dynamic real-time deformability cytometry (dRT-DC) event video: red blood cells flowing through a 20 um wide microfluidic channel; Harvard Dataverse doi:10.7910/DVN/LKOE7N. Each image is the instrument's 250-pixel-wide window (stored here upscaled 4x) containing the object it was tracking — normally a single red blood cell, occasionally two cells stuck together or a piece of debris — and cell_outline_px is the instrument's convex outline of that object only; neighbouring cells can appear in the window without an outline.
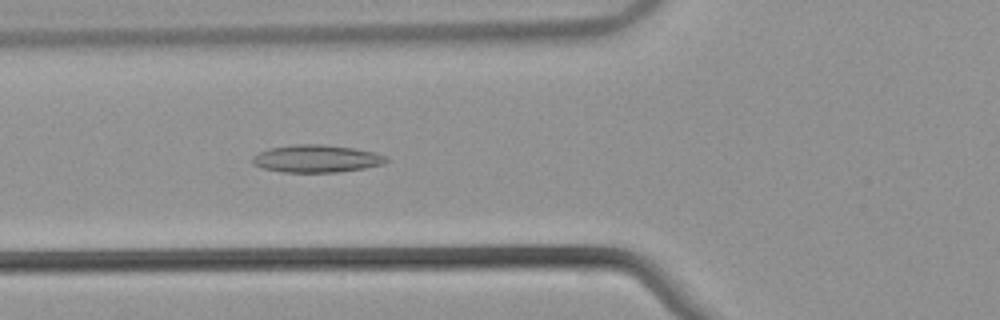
{"species": "common noctule bat (a hibernating species)", "species_latin": "Nyctalus noctula", "temperature_condition": "warm", "stored_images_in_passage": 48, "camera_frame_rate_fps": 3000, "um_per_image_px": 0.085, "animal": {"sex": "male", "body_mass_g": 21.5, "forearm_length_mm": 52.0}, "frame": {"image": 1, "passage_image": 15, "time_ms": 4.667, "image_size_px": [1000, 320], "cell_outline_px": [[388, 160], [384, 164], [364, 168], [340, 172], [284, 172], [264, 168], [252, 164], [252, 156], [260, 152], [272, 148], [296, 144], [320, 144], [352, 148], [376, 152], [388, 156]], "centroid_in_image_um": [26.94, 13.49], "position_along_channel_um": 98.9, "area_um2": 21.39}}
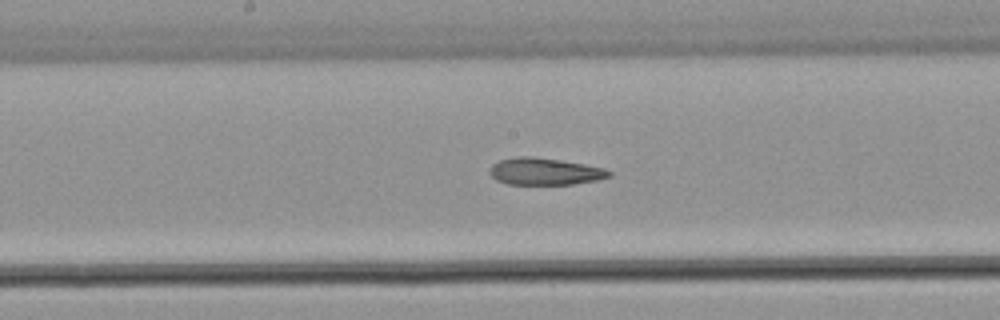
{"frame": {"image": 2, "passage_image": 23, "time_ms": 7.333, "image_size_px": [1000, 320], "cell_outline_px": [[612, 176], [600, 180], [572, 184], [508, 184], [496, 180], [488, 172], [492, 164], [500, 160], [520, 156], [528, 156], [560, 160], [584, 164], [604, 168], [612, 172]], "centroid_in_image_um": [46.33, 14.58], "position_along_channel_um": 201.9, "area_um2": 18.79}}
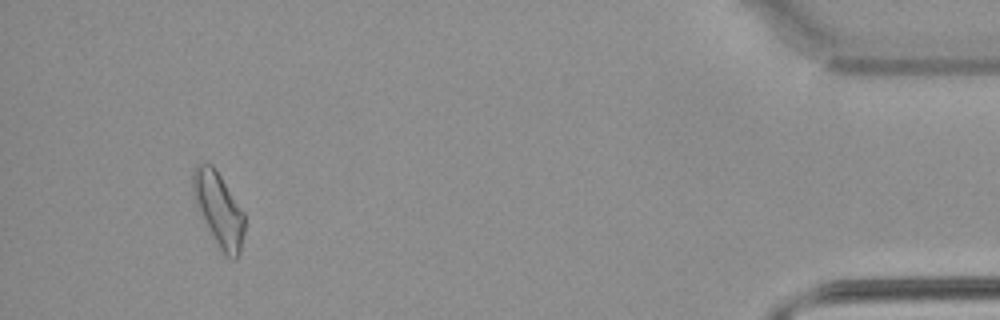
{"frame": {"image": 3, "passage_image": 45, "time_ms": 14.667, "image_size_px": [1000, 320], "cell_outline_px": [[244, 232], [240, 252], [236, 260], [232, 260], [216, 244], [196, 204], [192, 192], [192, 172], [196, 164], [200, 160], [212, 164], [216, 168], [244, 212]], "centroid_in_image_um": [18.58, 17.73], "position_along_channel_um": 416.6, "area_um2": 22.31}, "authors_computed_cell_mechanics": {"area_um2": 20.0566, "velocity_mm_per_s": 3.8464, "shape_relaxation_time_tau1_ms": null, "shape_relaxation_time_tau2_ms": 4.6952, "deformation_change_tau1": null, "deformation_change_tau2": 0.1361}}